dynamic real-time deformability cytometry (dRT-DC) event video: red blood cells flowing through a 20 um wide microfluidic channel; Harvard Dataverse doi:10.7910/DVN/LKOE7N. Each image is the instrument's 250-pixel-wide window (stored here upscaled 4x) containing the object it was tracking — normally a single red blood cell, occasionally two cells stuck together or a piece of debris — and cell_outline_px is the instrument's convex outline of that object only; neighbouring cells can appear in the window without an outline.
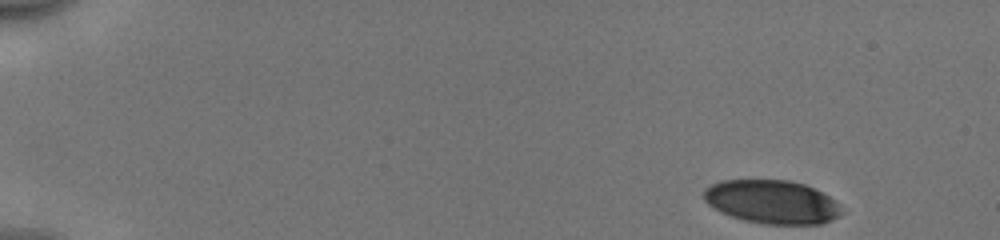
{"species": "human", "species_latin": "Homo sapiens", "temperature_condition": "cold", "stored_images_in_passage": 48, "camera_frame_rate_fps": 3000, "um_per_image_px": 0.085, "donor": {"sex": "male"}, "frame": {"image": 1, "passage_image": 1, "time_ms": 0.0, "image_size_px": [1000, 240], "cell_outline_px": [[844, 212], [832, 220], [820, 224], [764, 224], [744, 220], [732, 216], [708, 204], [704, 200], [704, 188], [720, 180], [788, 180], [804, 184], [828, 196]], "centroid_in_image_um": [65.6, 17.16], "position_along_channel_um": 19.4, "area_um2": 34.56}}
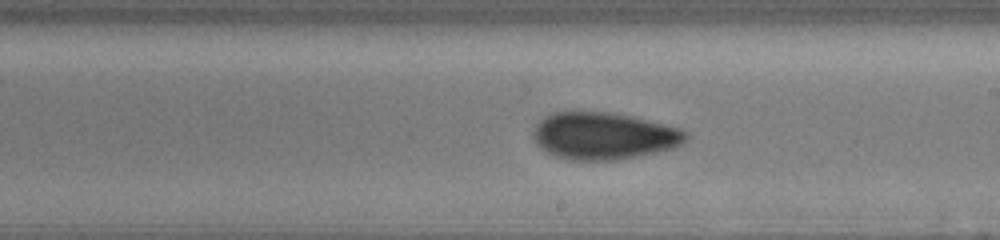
{"frame": {"image": 2, "passage_image": 28, "time_ms": 9.0, "image_size_px": [1000, 240], "cell_outline_px": [[688, 140], [672, 148], [656, 152], [616, 160], [568, 160], [556, 156], [548, 152], [536, 140], [532, 132], [536, 124], [544, 116], [552, 112], [616, 112], [684, 128], [688, 132]], "centroid_in_image_um": [51.38, 11.53], "position_along_channel_um": 237.6, "area_um2": 42.02}}
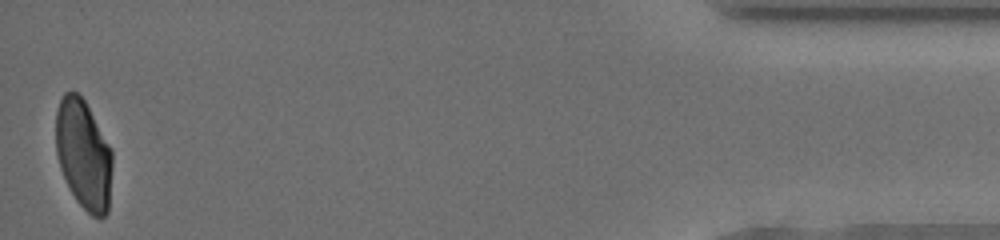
{"frame": {"image": 3, "passage_image": 48, "time_ms": 15.667, "image_size_px": [1000, 240], "cell_outline_px": [[112, 164], [108, 212], [104, 216], [92, 216], [76, 200], [60, 168], [56, 152], [56, 112], [60, 100], [64, 92], [76, 92], [84, 100], [112, 148]], "centroid_in_image_um": [7.11, 13.11], "position_along_channel_um": 428.1, "area_um2": 35.84}, "authors_computed_cell_mechanics": {"area_um2": 39.3907, "velocity_mm_per_s": 3.9687, "shape_relaxation_time_tau1_ms": 4.746, "shape_relaxation_time_tau2_ms": 1.7374, "deformation_change_tau1": 0.1405, "deformation_change_tau2": 0.0638}}